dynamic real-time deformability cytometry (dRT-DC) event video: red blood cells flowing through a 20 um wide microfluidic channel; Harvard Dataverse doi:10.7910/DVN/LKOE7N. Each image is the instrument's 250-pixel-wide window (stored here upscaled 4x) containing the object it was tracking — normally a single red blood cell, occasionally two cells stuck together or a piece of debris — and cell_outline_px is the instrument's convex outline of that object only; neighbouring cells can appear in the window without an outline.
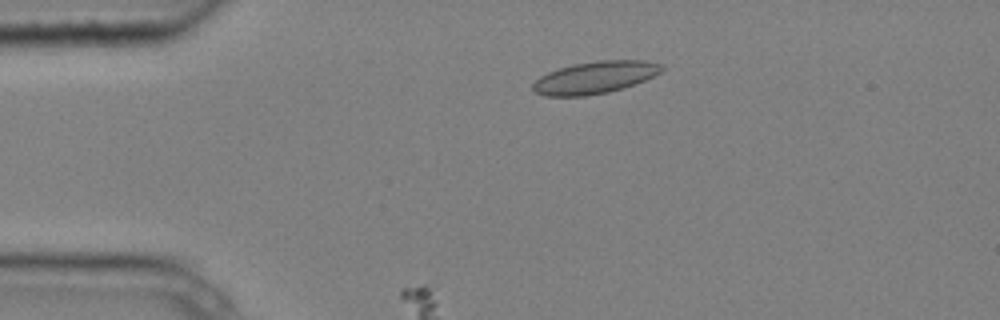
{"species": "common noctule bat (a hibernating species)", "species_latin": "Nyctalus noctula", "temperature_condition": "cold", "stored_images_in_passage": 7, "segment_of_instrument_passage": [1, 2], "camera_frame_rate_fps": 3000, "um_per_image_px": 0.085, "animal": {"sex": "male", "body_mass_g": 20.4}, "frame": {"image": 1, "passage_image": 3, "time_ms": 0.667, "image_size_px": [1000, 320], "cell_outline_px": [[664, 68], [660, 72], [644, 80], [624, 88], [608, 92], [584, 96], [544, 96], [536, 92], [532, 88], [532, 84], [540, 76], [548, 72], [572, 64], [596, 60], [644, 60], [664, 64]], "centroid_in_image_um": [50.57, 6.58], "position_along_channel_um": 34.4, "area_um2": 24.22}}